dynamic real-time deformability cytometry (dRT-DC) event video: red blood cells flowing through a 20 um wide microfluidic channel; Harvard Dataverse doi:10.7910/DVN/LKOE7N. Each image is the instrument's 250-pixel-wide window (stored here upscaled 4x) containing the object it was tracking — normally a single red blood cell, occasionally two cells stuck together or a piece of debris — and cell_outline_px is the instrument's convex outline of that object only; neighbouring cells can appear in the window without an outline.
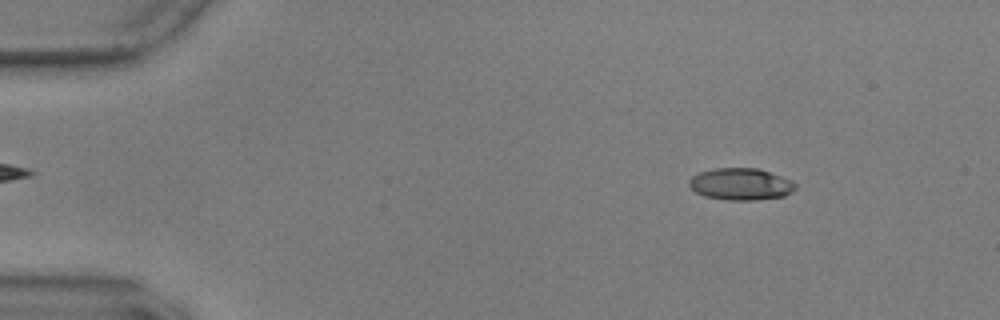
{"species": "common noctule bat (a hibernating species)", "species_latin": "Nyctalus noctula", "temperature_condition": "warm", "stored_images_in_passage": 10, "camera_frame_rate_fps": 3000, "um_per_image_px": 0.085, "animal": {"sex": "male", "body_mass_g": 17.9, "forearm_length_mm": 54.2}, "frame": {"image": 1, "passage_image": 1, "time_ms": 0.0, "image_size_px": [1000, 320], "cell_outline_px": [[796, 188], [792, 192], [784, 196], [752, 200], [728, 200], [704, 196], [696, 192], [688, 184], [688, 180], [692, 176], [700, 172], [716, 168], [756, 168], [792, 180], [796, 184]], "centroid_in_image_um": [62.96, 15.65], "position_along_channel_um": 22.0, "area_um2": 19.65}}